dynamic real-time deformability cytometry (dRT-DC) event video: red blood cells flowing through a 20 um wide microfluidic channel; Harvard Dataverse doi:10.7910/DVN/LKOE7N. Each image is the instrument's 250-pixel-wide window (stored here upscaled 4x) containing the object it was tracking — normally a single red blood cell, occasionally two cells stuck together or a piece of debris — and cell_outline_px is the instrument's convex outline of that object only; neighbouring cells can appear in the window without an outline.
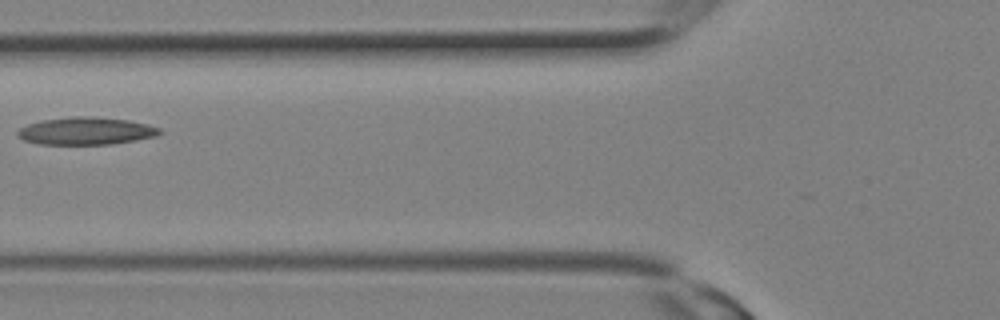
{"species": "Egyptian fruit bat (a non-hibernating species)", "species_latin": "Rousettus aegyptiacus", "temperature_condition": "room temperature", "stored_images_in_passage": 12, "camera_frame_rate_fps": 3000, "um_per_image_px": 0.085, "animal": {"sex": "female"}, "frame": {"image": 1, "passage_image": 7, "time_ms": 2.0, "image_size_px": [1000, 320], "cell_outline_px": [[160, 132], [156, 136], [108, 144], [40, 144], [24, 140], [16, 132], [20, 128], [28, 124], [44, 120], [72, 116], [96, 116], [128, 120], [148, 124], [160, 128]], "centroid_in_image_um": [7.3, 11.12], "position_along_channel_um": 118.5, "area_um2": 22.48}}
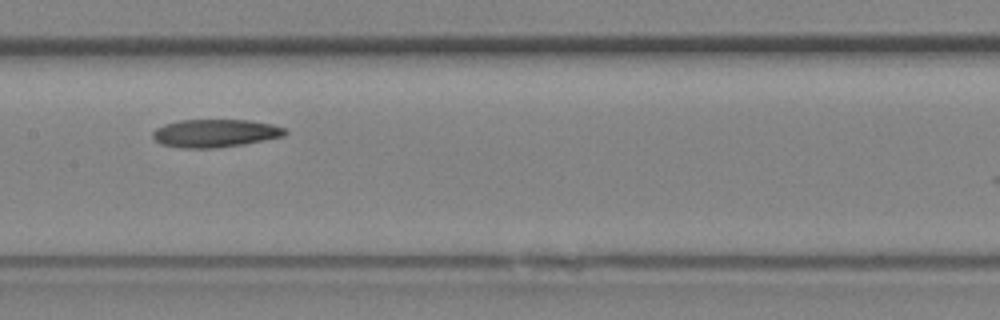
{"frame": {"image": 2, "passage_image": 10, "time_ms": 3.0, "image_size_px": [1000, 320], "cell_outline_px": [[288, 132], [284, 136], [244, 144], [216, 148], [180, 148], [160, 144], [152, 136], [152, 132], [156, 128], [164, 124], [180, 120], [248, 120], [272, 124], [284, 128]], "centroid_in_image_um": [18.27, 11.33], "position_along_channel_um": 189.1, "area_um2": 21.62}}